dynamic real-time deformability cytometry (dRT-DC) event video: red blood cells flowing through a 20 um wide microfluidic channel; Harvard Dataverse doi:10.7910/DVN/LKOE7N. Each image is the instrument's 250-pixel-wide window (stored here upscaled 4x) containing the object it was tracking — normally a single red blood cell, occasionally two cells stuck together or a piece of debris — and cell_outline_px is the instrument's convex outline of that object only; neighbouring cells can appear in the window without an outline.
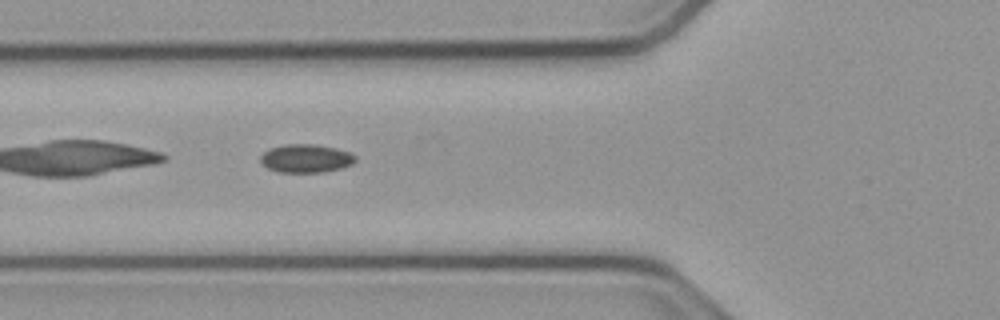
{"species": "common noctule bat (a hibernating species)", "species_latin": "Nyctalus noctula", "temperature_condition": "cold", "stored_images_in_passage": 34, "camera_frame_rate_fps": 3000, "um_per_image_px": 0.085, "animal": {"sex": "male", "body_mass_g": 23.1, "forearm_length_mm": 52.7}, "frame": {"image": 1, "passage_image": 3, "time_ms": 0.667, "image_size_px": [1000, 320], "cell_outline_px": [[356, 160], [352, 164], [340, 168], [324, 172], [276, 172], [268, 168], [260, 160], [260, 156], [264, 152], [272, 148], [284, 144], [316, 144], [336, 148], [348, 152], [356, 156]], "centroid_in_image_um": [26.01, 13.46], "position_along_channel_um": 99.8, "area_um2": 15.61}}
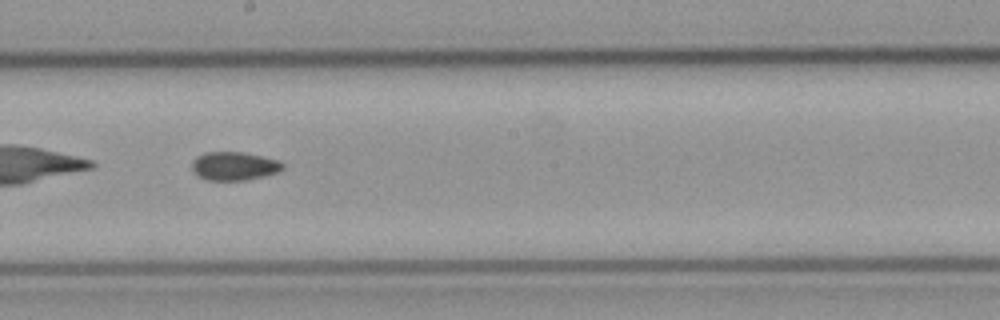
{"frame": {"image": 2, "passage_image": 13, "time_ms": 4.0, "image_size_px": [1000, 320], "cell_outline_px": [[284, 168], [276, 172], [264, 176], [248, 180], [208, 180], [200, 176], [192, 168], [192, 160], [196, 156], [204, 152], [244, 152], [280, 160], [284, 164]], "centroid_in_image_um": [19.92, 14.1], "position_along_channel_um": 228.3, "area_um2": 15.09}}
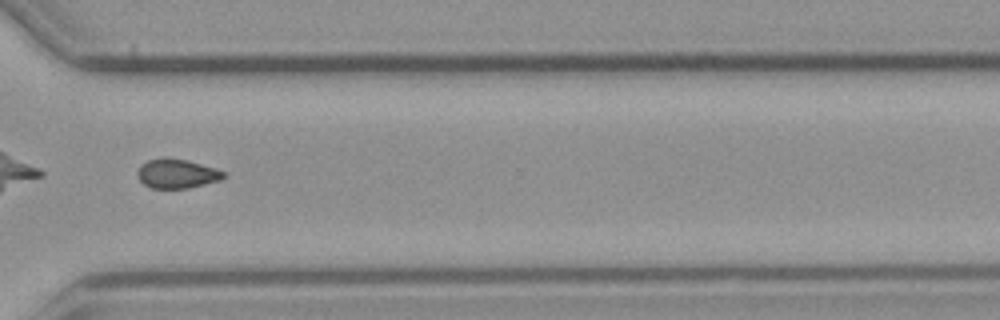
{"frame": {"image": 3, "passage_image": 23, "time_ms": 7.333, "image_size_px": [1000, 320], "cell_outline_px": [[224, 176], [220, 180], [188, 188], [152, 188], [144, 184], [140, 180], [136, 172], [140, 164], [148, 160], [164, 156], [188, 160], [216, 168], [224, 172]], "centroid_in_image_um": [15.0, 14.73], "position_along_channel_um": 355.6, "area_um2": 14.8}}